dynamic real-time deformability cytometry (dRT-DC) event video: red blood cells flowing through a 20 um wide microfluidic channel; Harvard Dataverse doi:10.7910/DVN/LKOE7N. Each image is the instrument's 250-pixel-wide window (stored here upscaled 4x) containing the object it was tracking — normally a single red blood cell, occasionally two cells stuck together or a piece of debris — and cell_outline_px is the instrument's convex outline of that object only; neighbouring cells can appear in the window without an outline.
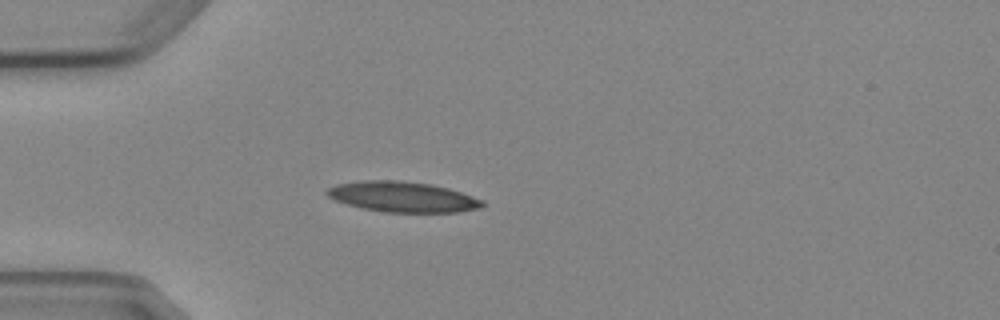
{"species": "Egyptian fruit bat (a non-hibernating species)", "species_latin": "Rousettus aegyptiacus", "temperature_condition": "cold", "stored_images_in_passage": 6, "camera_frame_rate_fps": 3000, "um_per_image_px": 0.085, "animal": {"sex": "female"}, "frame": {"image": 1, "passage_image": 4, "time_ms": 3.667, "image_size_px": [1000, 320], "cell_outline_px": [[484, 204], [480, 208], [460, 212], [384, 212], [364, 208], [348, 204], [336, 200], [328, 196], [324, 192], [328, 188], [336, 184], [360, 180], [396, 180], [432, 184], [448, 188], [484, 200]], "centroid_in_image_um": [34.22, 16.72], "position_along_channel_um": 50.8, "area_um2": 27.51}}
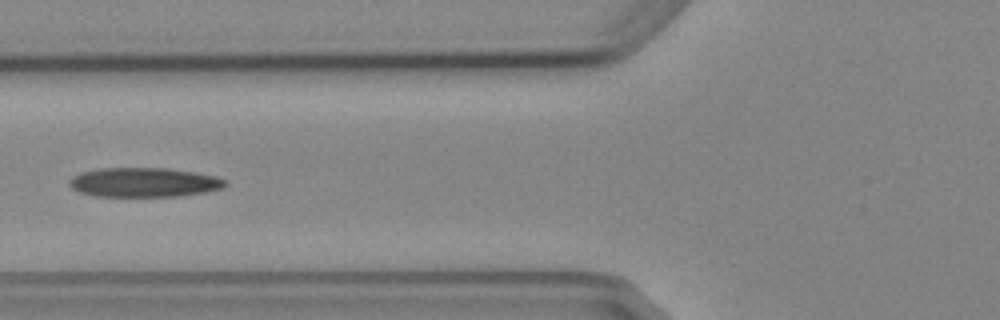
{"frame": {"image": 2, "passage_image": 6, "time_ms": 5.667, "image_size_px": [1000, 320], "cell_outline_px": [[224, 188], [204, 192], [176, 196], [92, 196], [80, 192], [72, 188], [68, 184], [68, 180], [72, 176], [80, 172], [100, 168], [168, 168], [196, 172], [216, 176], [224, 180]], "centroid_in_image_um": [12.18, 15.49], "position_along_channel_um": 113.6, "area_um2": 26.7}}